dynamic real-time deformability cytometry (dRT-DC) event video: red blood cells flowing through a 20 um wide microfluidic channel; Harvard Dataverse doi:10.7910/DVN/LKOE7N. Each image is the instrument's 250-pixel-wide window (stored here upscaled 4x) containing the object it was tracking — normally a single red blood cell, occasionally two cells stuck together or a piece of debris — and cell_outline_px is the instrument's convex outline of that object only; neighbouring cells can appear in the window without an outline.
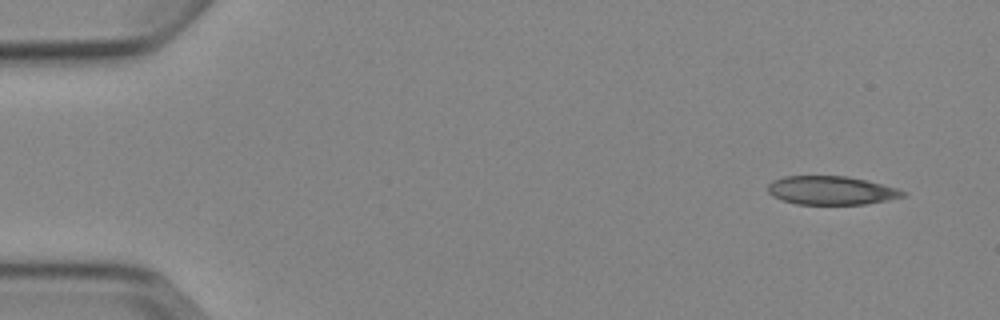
{"species": "Egyptian fruit bat (a non-hibernating species)", "species_latin": "Rousettus aegyptiacus", "temperature_condition": "cold", "stored_images_in_passage": 6, "camera_frame_rate_fps": 3000, "um_per_image_px": 0.085, "animal": {"sex": "female"}, "frame": {"image": 1, "passage_image": 1, "time_ms": 0.0, "image_size_px": [1000, 320], "cell_outline_px": [[908, 196], [868, 204], [796, 204], [772, 196], [768, 192], [768, 184], [772, 180], [784, 176], [848, 176], [868, 180], [896, 188], [908, 192]], "centroid_in_image_um": [70.7, 16.18], "position_along_channel_um": 14.3, "area_um2": 22.72}}
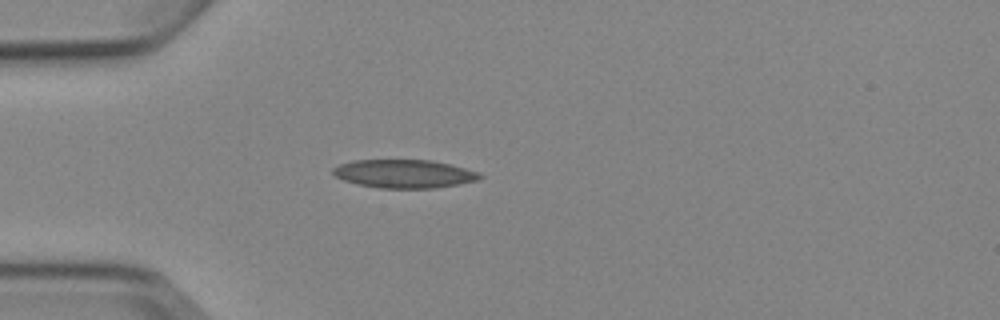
{"frame": {"image": 2, "passage_image": 4, "time_ms": 3.667, "image_size_px": [1000, 320], "cell_outline_px": [[484, 176], [476, 180], [436, 188], [380, 188], [360, 184], [344, 180], [336, 176], [332, 172], [332, 168], [340, 164], [352, 160], [432, 160], [452, 164], [480, 172]], "centroid_in_image_um": [34.38, 14.76], "position_along_channel_um": 50.6, "area_um2": 24.22}}
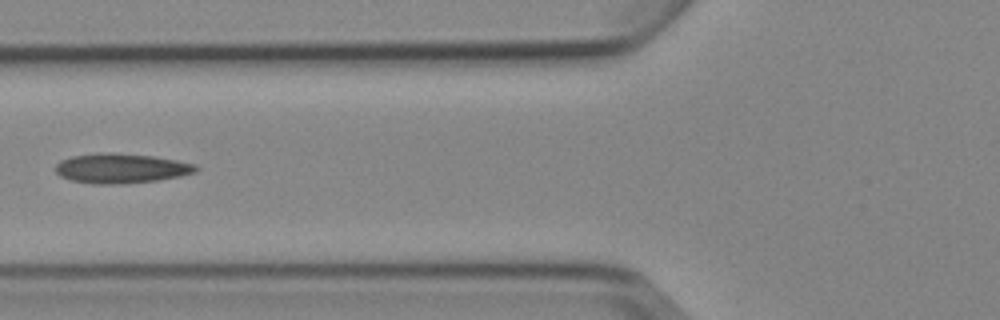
{"frame": {"image": 3, "passage_image": 6, "time_ms": 5.667, "image_size_px": [1000, 320], "cell_outline_px": [[200, 168], [196, 172], [180, 176], [160, 180], [124, 184], [96, 184], [72, 180], [60, 176], [56, 172], [56, 164], [60, 160], [72, 156], [100, 152], [112, 152], [152, 156], [176, 160], [196, 164]], "centroid_in_image_um": [10.31, 14.3], "position_along_channel_um": 115.5, "area_um2": 24.51}}